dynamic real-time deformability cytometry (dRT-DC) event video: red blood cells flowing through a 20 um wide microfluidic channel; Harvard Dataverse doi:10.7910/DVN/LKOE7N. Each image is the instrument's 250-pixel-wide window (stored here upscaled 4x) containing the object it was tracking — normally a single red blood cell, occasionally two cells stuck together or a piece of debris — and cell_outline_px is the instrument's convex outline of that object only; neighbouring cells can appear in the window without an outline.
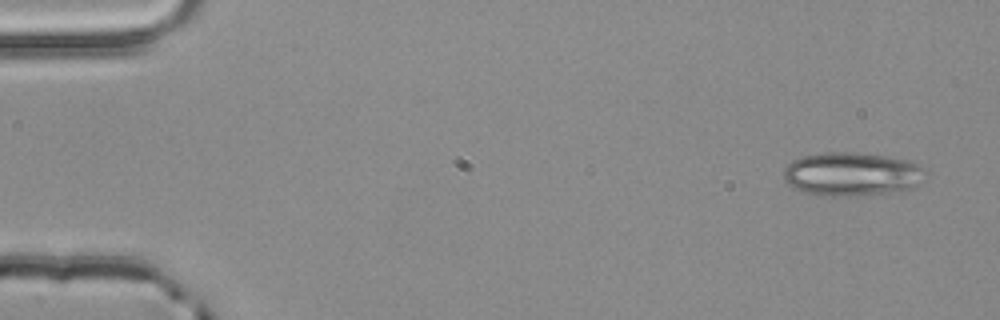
{"species": "common noctule bat (a hibernating species)", "species_latin": "Nyctalus noctula", "temperature_condition": "room temperature", "stored_images_in_passage": 3, "camera_frame_rate_fps": 3000, "um_per_image_px": 0.085, "animal": {"sex": "male", "body_mass_g": 20.4}, "frame": {"image": 1, "passage_image": 1, "time_ms": 0.0, "image_size_px": [1000, 320], "cell_outline_px": [[928, 172], [912, 188], [884, 192], [848, 196], [820, 196], [804, 192], [792, 188], [784, 180], [784, 168], [792, 160], [804, 156], [828, 152], [856, 152], [888, 156], [908, 160], [924, 168]], "centroid_in_image_um": [72.36, 14.79], "position_along_channel_um": 12.6, "area_um2": 35.95}}